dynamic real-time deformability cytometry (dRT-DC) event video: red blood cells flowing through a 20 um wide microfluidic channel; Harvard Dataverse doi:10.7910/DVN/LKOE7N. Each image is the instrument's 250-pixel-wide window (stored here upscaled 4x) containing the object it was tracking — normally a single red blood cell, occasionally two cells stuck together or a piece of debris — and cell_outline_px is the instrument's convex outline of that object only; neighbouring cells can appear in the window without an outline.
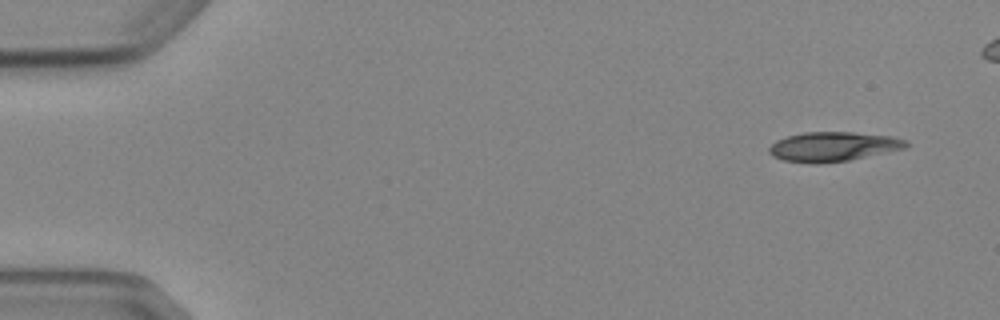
{"species": "Egyptian fruit bat (a non-hibernating species)", "species_latin": "Rousettus aegyptiacus", "temperature_condition": "cold", "stored_images_in_passage": 6, "camera_frame_rate_fps": 3000, "um_per_image_px": 0.085, "animal": {"sex": "female"}, "frame": {"image": 1, "passage_image": 1, "time_ms": 0.0, "image_size_px": [1000, 320], "cell_outline_px": [[908, 144], [904, 148], [848, 160], [820, 164], [812, 164], [784, 160], [772, 156], [768, 152], [768, 148], [776, 140], [788, 136], [804, 132], [852, 132], [892, 136], [908, 140]], "centroid_in_image_um": [70.78, 12.46], "position_along_channel_um": 14.2, "area_um2": 23.47}}
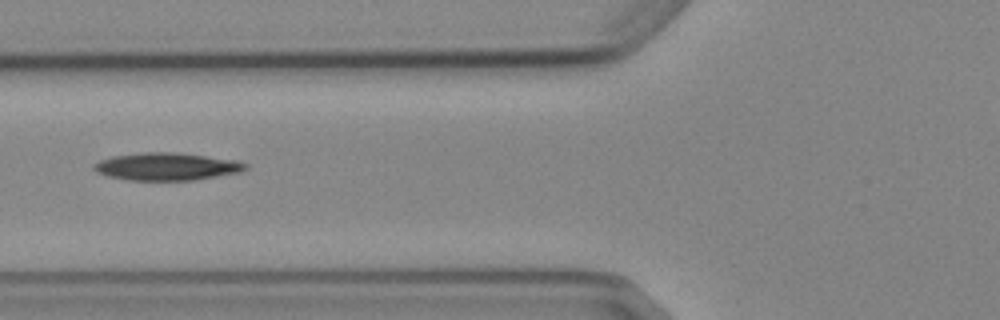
{"frame": {"image": 2, "passage_image": 6, "time_ms": 5.667, "image_size_px": [1000, 320], "cell_outline_px": [[248, 168], [240, 172], [196, 180], [128, 180], [108, 176], [96, 172], [92, 168], [92, 164], [100, 160], [112, 156], [144, 152], [172, 152], [236, 160], [248, 164]], "centroid_in_image_um": [14.15, 14.16], "position_along_channel_um": 111.7, "area_um2": 24.33}}